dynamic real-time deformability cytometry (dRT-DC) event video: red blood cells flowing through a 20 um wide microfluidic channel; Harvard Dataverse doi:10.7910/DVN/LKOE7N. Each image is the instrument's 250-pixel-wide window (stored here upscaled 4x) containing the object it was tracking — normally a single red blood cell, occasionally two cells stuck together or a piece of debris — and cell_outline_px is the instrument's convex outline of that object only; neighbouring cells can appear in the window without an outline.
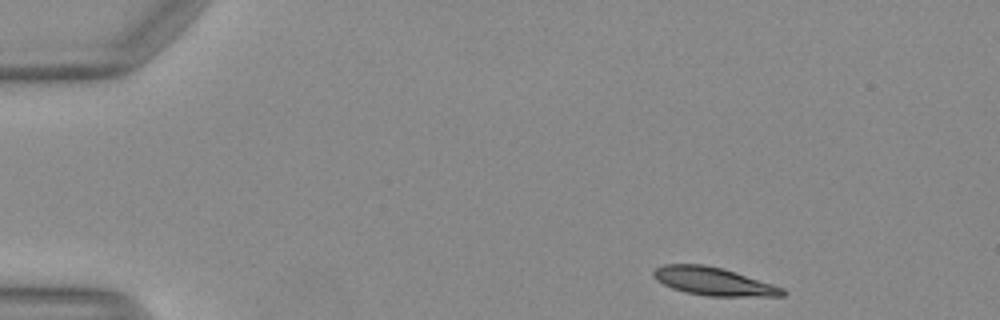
{"species": "Egyptian fruit bat (a non-hibernating species)", "species_latin": "Rousettus aegyptiacus", "temperature_condition": "warm", "stored_images_in_passage": 38, "camera_frame_rate_fps": 3000, "um_per_image_px": 0.085, "animal": {"sex": "female"}, "frame": {"image": 1, "passage_image": 1, "time_ms": 0.0, "image_size_px": [1000, 320], "cell_outline_px": [[788, 292], [784, 296], [708, 296], [684, 292], [672, 288], [656, 280], [652, 276], [652, 272], [656, 268], [664, 264], [704, 264], [736, 272], [784, 288]], "centroid_in_image_um": [60.64, 23.92], "position_along_channel_um": 24.4, "area_um2": 21.1}}
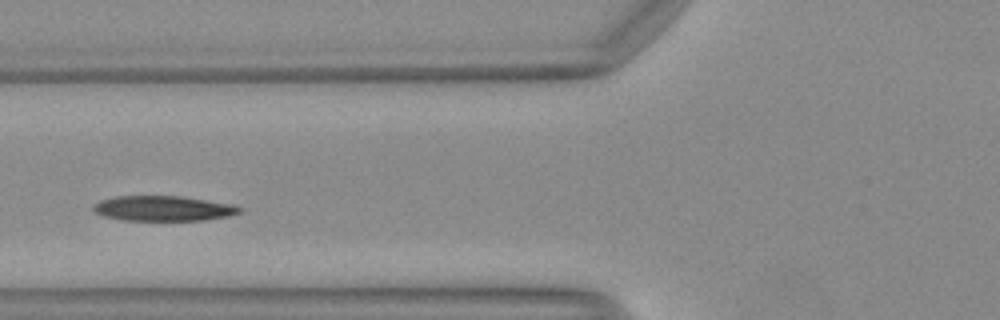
{"frame": {"image": 2, "passage_image": 14, "time_ms": 4.333, "image_size_px": [1000, 320], "cell_outline_px": [[244, 208], [240, 212], [228, 216], [204, 220], [120, 220], [104, 216], [92, 212], [92, 204], [100, 200], [116, 196], [180, 196], [232, 204]], "centroid_in_image_um": [13.82, 17.71], "position_along_channel_um": 112.0, "area_um2": 21.5}}
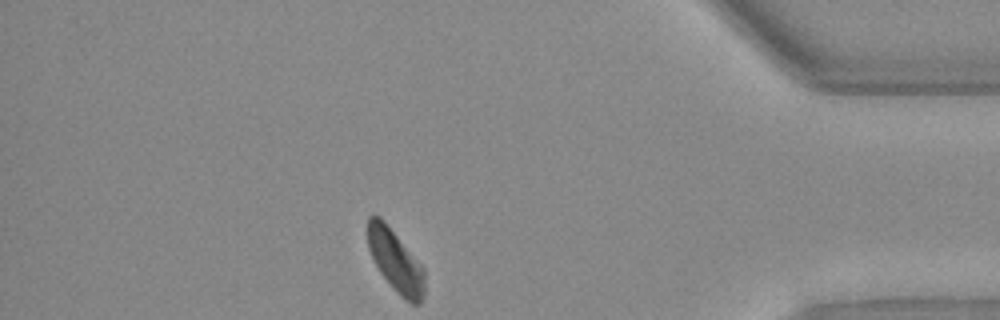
{"frame": {"image": 3, "passage_image": 38, "time_ms": 12.333, "image_size_px": [1000, 320], "cell_outline_px": [[424, 296], [420, 304], [412, 304], [404, 300], [396, 292], [380, 272], [368, 248], [364, 232], [368, 216], [380, 216], [384, 220], [424, 268]], "centroid_in_image_um": [33.58, 22.15], "position_along_channel_um": 401.6, "area_um2": 20.87}, "authors_computed_cell_mechanics": {"area_um2": 22.1952, "velocity_mm_per_s": 4.0773, "shape_relaxation_time_tau1_ms": 8.9992, "shape_relaxation_time_tau2_ms": null, "deformation_change_tau1": 0.192, "deformation_change_tau2": null}}